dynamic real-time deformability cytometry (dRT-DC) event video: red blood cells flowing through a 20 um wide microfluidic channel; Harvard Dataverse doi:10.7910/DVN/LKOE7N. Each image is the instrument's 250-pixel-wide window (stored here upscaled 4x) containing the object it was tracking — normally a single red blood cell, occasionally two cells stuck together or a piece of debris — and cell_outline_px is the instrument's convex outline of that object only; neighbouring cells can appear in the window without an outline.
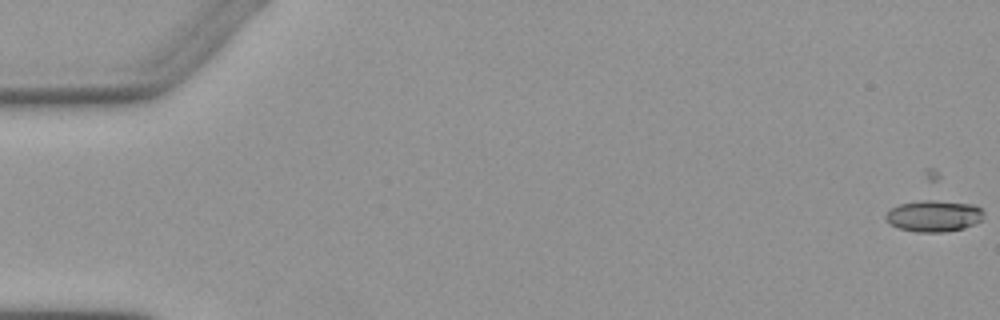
{"species": "Egyptian fruit bat (a non-hibernating species)", "species_latin": "Rousettus aegyptiacus", "temperature_condition": "warm", "stored_images_in_passage": 7, "camera_frame_rate_fps": 3000, "um_per_image_px": 0.085, "animal": {"sex": "female"}, "frame": {"image": 1, "passage_image": 1, "time_ms": 0.0, "image_size_px": [1000, 320], "cell_outline_px": [[984, 212], [980, 220], [964, 228], [944, 232], [916, 232], [900, 228], [892, 224], [884, 216], [892, 208], [900, 204], [928, 196], [972, 204], [980, 208]], "centroid_in_image_um": [79.38, 18.29], "position_along_channel_um": 5.6, "area_um2": 18.5}}
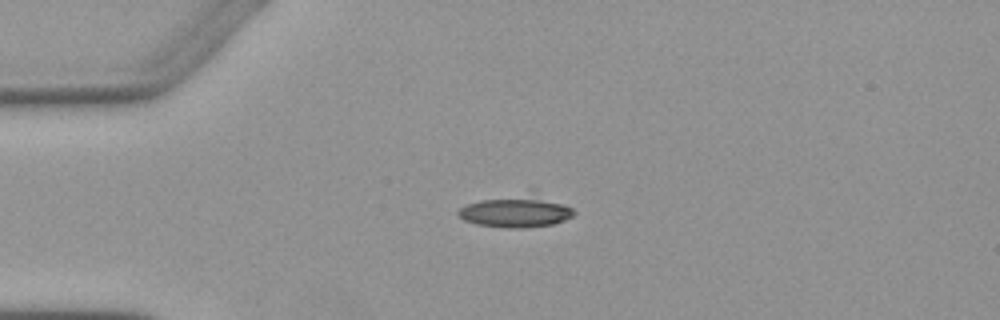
{"frame": {"image": 2, "passage_image": 4, "time_ms": 4.333, "image_size_px": [1000, 320], "cell_outline_px": [[576, 212], [572, 216], [564, 220], [552, 224], [524, 228], [508, 228], [476, 224], [464, 220], [456, 212], [460, 208], [468, 204], [480, 200], [540, 200], [560, 204], [572, 208]], "centroid_in_image_um": [43.76, 18.12], "position_along_channel_um": 41.2, "area_um2": 18.79}}
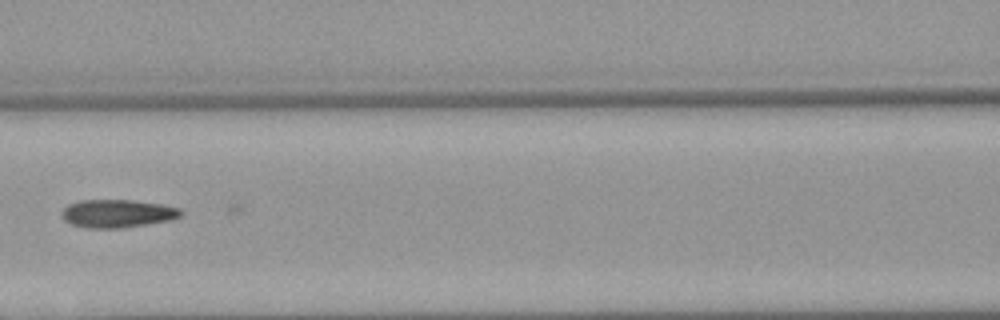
{"frame": {"image": 3, "passage_image": 7, "time_ms": 8.0, "image_size_px": [1000, 320], "cell_outline_px": [[184, 212], [180, 216], [172, 220], [120, 228], [84, 228], [72, 224], [64, 220], [64, 208], [68, 204], [80, 200], [132, 200], [160, 204], [180, 208]], "centroid_in_image_um": [10.01, 18.15], "position_along_channel_um": 156.6, "area_um2": 19.36}}